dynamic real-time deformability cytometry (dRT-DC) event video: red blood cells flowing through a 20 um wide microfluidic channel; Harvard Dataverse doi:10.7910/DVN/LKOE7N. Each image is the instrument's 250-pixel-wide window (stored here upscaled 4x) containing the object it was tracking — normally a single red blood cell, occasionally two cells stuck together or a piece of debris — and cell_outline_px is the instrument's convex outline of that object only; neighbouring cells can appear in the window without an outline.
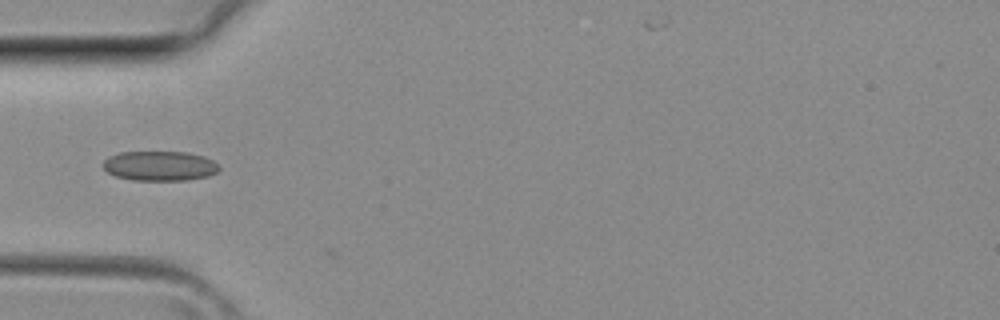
{"species": "common noctule bat (a hibernating species)", "species_latin": "Nyctalus noctula", "temperature_condition": "room temperature", "stored_images_in_passage": 25, "camera_frame_rate_fps": 3000, "um_per_image_px": 0.085, "animal": {"sex": "female", "body_mass_g": 29.2, "forearm_length_mm": 56.3}, "frame": {"image": 1, "passage_image": 1, "time_ms": 0.0, "image_size_px": [1000, 320], "cell_outline_px": [[220, 168], [216, 172], [208, 176], [188, 180], [132, 180], [116, 176], [108, 172], [100, 164], [108, 156], [120, 152], [188, 152], [204, 156], [220, 164]], "centroid_in_image_um": [13.58, 14.09], "position_along_channel_um": 71.4, "area_um2": 20.29}}